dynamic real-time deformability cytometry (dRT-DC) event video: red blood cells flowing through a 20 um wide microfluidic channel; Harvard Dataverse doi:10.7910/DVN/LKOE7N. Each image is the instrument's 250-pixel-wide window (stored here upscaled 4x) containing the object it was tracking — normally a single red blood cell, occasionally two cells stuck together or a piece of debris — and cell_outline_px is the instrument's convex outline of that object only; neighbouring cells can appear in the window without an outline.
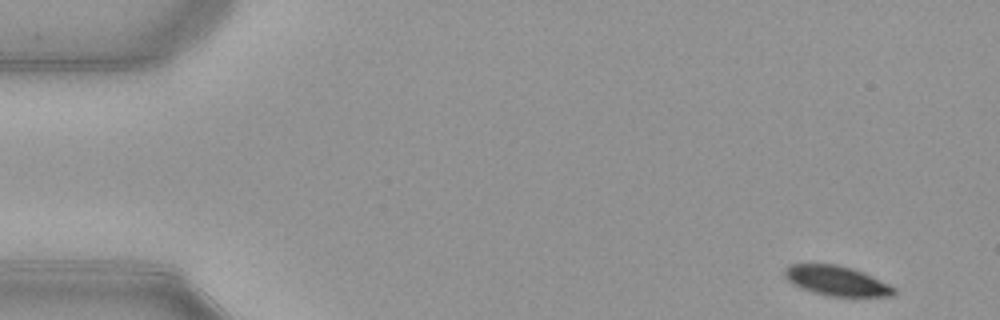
{"species": "common noctule bat (a hibernating species)", "species_latin": "Nyctalus noctula", "temperature_condition": "warm", "stored_images_in_passage": 51, "camera_frame_rate_fps": 3000, "um_per_image_px": 0.085, "animal": {"sex": "female", "body_mass_g": 21.9}, "frame": {"image": 1, "passage_image": 1, "time_ms": 0.0, "image_size_px": [1000, 320], "cell_outline_px": [[896, 292], [892, 296], [828, 296], [812, 292], [792, 284], [784, 276], [784, 268], [788, 264], [836, 264], [852, 268], [864, 272], [896, 288]], "centroid_in_image_um": [71.09, 23.86], "position_along_channel_um": 13.9, "area_um2": 19.02}}
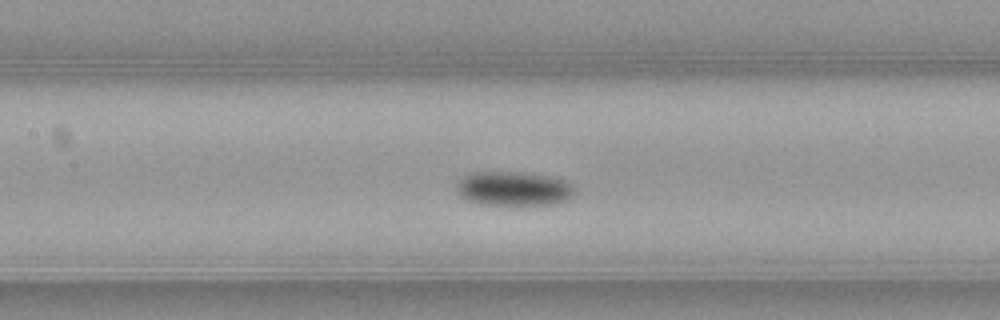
{"frame": {"image": 2, "passage_image": 22, "time_ms": 7.0, "image_size_px": [1000, 320], "cell_outline_px": [[576, 192], [568, 200], [552, 204], [516, 208], [476, 204], [464, 200], [456, 192], [456, 180], [472, 172], [524, 172], [552, 176], [568, 180], [576, 188]], "centroid_in_image_um": [43.66, 16.08], "position_along_channel_um": 163.7, "area_um2": 25.26}}
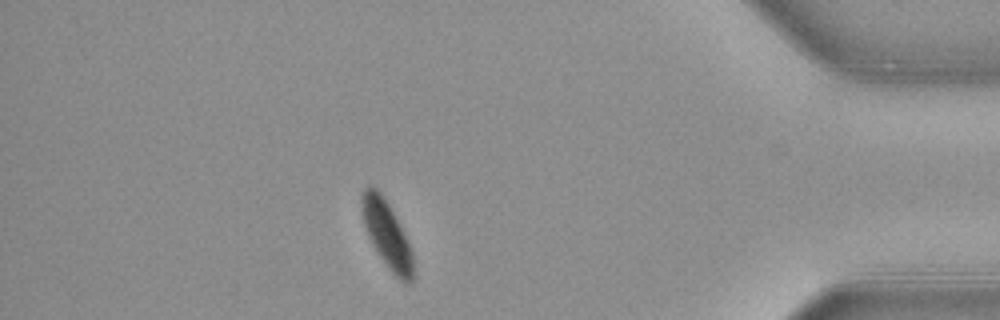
{"frame": {"image": 3, "passage_image": 44, "time_ms": 14.333, "image_size_px": [1000, 320], "cell_outline_px": [[416, 272], [412, 284], [404, 284], [388, 268], [376, 252], [368, 236], [364, 224], [360, 208], [360, 196], [364, 188], [368, 184], [372, 184], [384, 196], [400, 224], [408, 240], [412, 252], [416, 268]], "centroid_in_image_um": [32.9, 19.94], "position_along_channel_um": 402.3, "area_um2": 20.87}, "authors_computed_cell_mechanics": {"area_um2": 21.964, "velocity_mm_per_s": 3.8681, "shape_relaxation_time_tau1_ms": 3.0332, "shape_relaxation_time_tau2_ms": null, "deformation_change_tau1": 0.1219, "deformation_change_tau2": null}}